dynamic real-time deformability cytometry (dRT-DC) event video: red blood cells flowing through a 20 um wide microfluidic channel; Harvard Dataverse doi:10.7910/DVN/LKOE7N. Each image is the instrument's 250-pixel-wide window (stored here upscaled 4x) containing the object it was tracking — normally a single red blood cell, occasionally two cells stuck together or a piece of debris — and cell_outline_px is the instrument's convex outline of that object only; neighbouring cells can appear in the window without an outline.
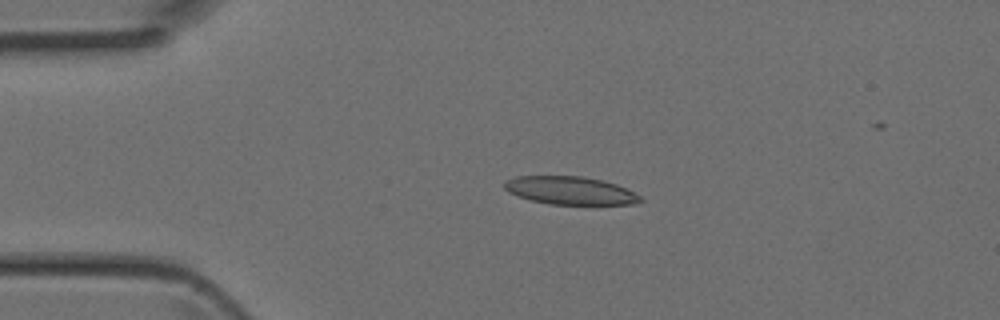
{"species": "Egyptian fruit bat (a non-hibernating species)", "species_latin": "Rousettus aegyptiacus", "temperature_condition": "room temperature", "stored_images_in_passage": 5, "camera_frame_rate_fps": 3000, "um_per_image_px": 0.085, "animal": {"sex": "female"}, "frame": {"image": 1, "passage_image": 3, "time_ms": 0.667, "image_size_px": [1000, 320], "cell_outline_px": [[644, 200], [632, 204], [548, 204], [532, 200], [508, 192], [504, 188], [504, 180], [516, 176], [584, 176], [604, 180], [628, 188], [640, 196]], "centroid_in_image_um": [48.48, 16.18], "position_along_channel_um": 36.5, "area_um2": 22.25}}